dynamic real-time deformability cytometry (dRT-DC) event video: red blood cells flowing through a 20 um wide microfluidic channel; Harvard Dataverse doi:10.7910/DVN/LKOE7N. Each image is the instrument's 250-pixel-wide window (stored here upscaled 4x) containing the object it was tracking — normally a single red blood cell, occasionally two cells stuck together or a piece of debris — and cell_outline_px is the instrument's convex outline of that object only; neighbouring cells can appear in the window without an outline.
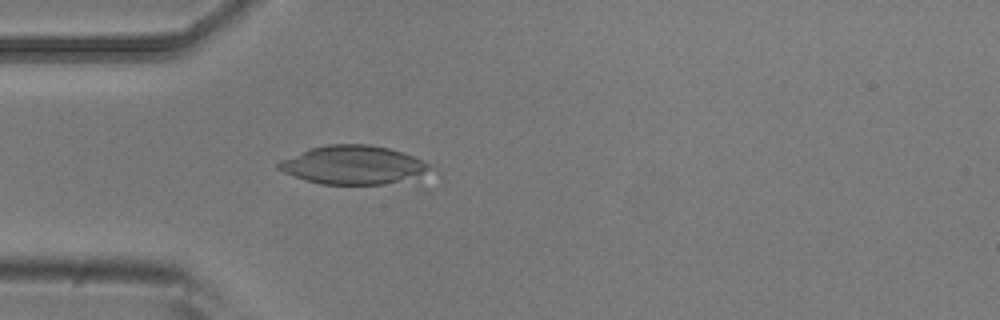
{"species": "common noctule bat (a hibernating species)", "species_latin": "Nyctalus noctula", "temperature_condition": "room temperature", "stored_images_in_passage": 3, "camera_frame_rate_fps": 3000, "um_per_image_px": 0.085, "animal": {"sex": "male", "body_mass_g": 20.5, "forearm_length_mm": 52.5}, "frame": {"image": 1, "passage_image": 3, "time_ms": 0.667, "image_size_px": [1000, 320], "cell_outline_px": [[432, 172], [384, 184], [320, 184], [304, 180], [284, 172], [276, 168], [276, 164], [280, 160], [312, 148], [328, 144], [368, 144], [388, 148], [412, 156], [428, 164]], "centroid_in_image_um": [29.97, 14.02], "position_along_channel_um": 55.0, "area_um2": 33.52}}